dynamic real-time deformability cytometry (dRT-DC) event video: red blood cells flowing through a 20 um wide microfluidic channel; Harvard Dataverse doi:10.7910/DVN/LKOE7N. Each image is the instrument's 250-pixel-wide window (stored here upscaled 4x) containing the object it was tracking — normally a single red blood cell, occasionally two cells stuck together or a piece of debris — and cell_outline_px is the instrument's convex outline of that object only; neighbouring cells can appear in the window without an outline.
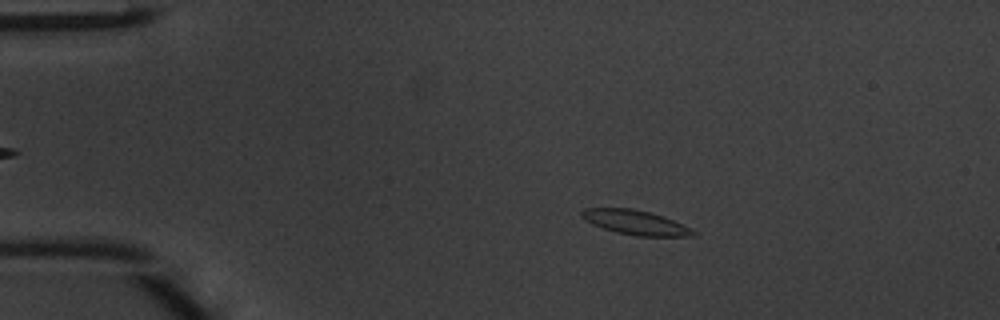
{"species": "common noctule bat (a hibernating species)", "species_latin": "Nyctalus noctula", "temperature_condition": "warm", "stored_images_in_passage": 48, "camera_frame_rate_fps": 3000, "um_per_image_px": 0.085, "animal": {"sex": "male", "body_mass_g": 20.1, "forearm_length_mm": 53.5}, "frame": {"image": 1, "passage_image": 9, "time_ms": 2.667, "image_size_px": [1000, 320], "cell_outline_px": [[696, 232], [692, 236], [636, 236], [616, 232], [592, 224], [584, 220], [580, 216], [580, 212], [584, 208], [632, 208], [664, 216], [692, 228]], "centroid_in_image_um": [53.99, 18.9], "position_along_channel_um": 31.0, "area_um2": 15.95}}
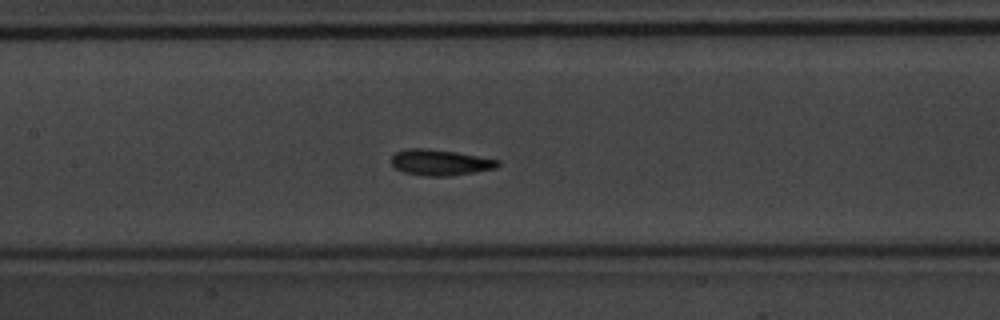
{"frame": {"image": 2, "passage_image": 23, "time_ms": 7.333, "image_size_px": [1000, 320], "cell_outline_px": [[500, 164], [496, 168], [448, 176], [424, 176], [404, 172], [396, 168], [392, 164], [392, 156], [396, 152], [408, 148], [424, 148], [456, 152], [500, 160]], "centroid_in_image_um": [37.41, 13.8], "position_along_channel_um": 170.0, "area_um2": 15.9}}
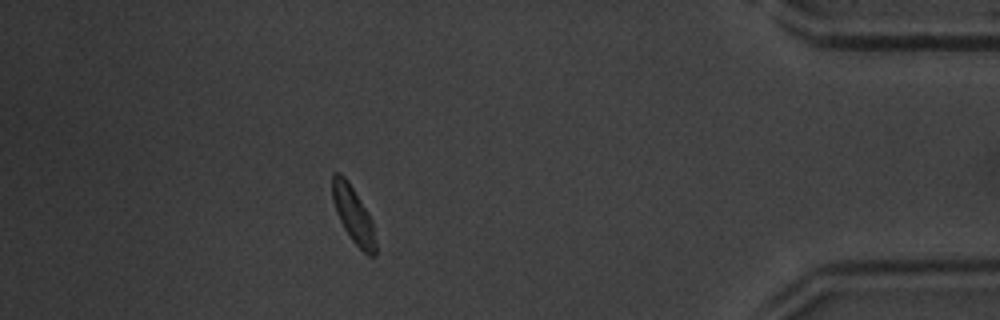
{"frame": {"image": 3, "passage_image": 43, "time_ms": 14.0, "image_size_px": [1000, 320], "cell_outline_px": [[376, 256], [368, 256], [352, 240], [344, 228], [336, 212], [332, 200], [332, 172], [340, 172], [348, 180], [368, 212], [372, 220], [376, 244]], "centroid_in_image_um": [30.02, 18.22], "position_along_channel_um": 405.2, "area_um2": 14.28}, "authors_computed_cell_mechanics": {"area_um2": 15.1725, "velocity_mm_per_s": 4.1843, "shape_relaxation_time_tau1_ms": 1.9781, "shape_relaxation_time_tau2_ms": 1.2992, "deformation_change_tau1": 0.1166, "deformation_change_tau2": 0.0592}}